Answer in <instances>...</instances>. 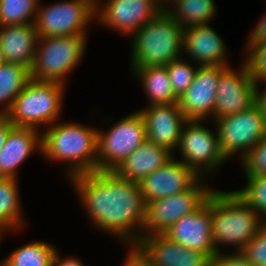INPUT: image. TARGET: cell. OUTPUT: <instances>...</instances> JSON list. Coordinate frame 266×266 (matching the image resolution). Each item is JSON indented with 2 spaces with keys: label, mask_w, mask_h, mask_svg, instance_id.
<instances>
[{
  "label": "cell",
  "mask_w": 266,
  "mask_h": 266,
  "mask_svg": "<svg viewBox=\"0 0 266 266\" xmlns=\"http://www.w3.org/2000/svg\"><path fill=\"white\" fill-rule=\"evenodd\" d=\"M69 181L95 227L128 245L140 240L146 202L137 182L125 180L114 171L78 174Z\"/></svg>",
  "instance_id": "6da1fadb"
},
{
  "label": "cell",
  "mask_w": 266,
  "mask_h": 266,
  "mask_svg": "<svg viewBox=\"0 0 266 266\" xmlns=\"http://www.w3.org/2000/svg\"><path fill=\"white\" fill-rule=\"evenodd\" d=\"M98 129L80 123L54 124L41 134V154L47 160L67 163V177L97 171Z\"/></svg>",
  "instance_id": "7a4b0ae2"
},
{
  "label": "cell",
  "mask_w": 266,
  "mask_h": 266,
  "mask_svg": "<svg viewBox=\"0 0 266 266\" xmlns=\"http://www.w3.org/2000/svg\"><path fill=\"white\" fill-rule=\"evenodd\" d=\"M265 225L261 216L235 191L212 192V242L217 253L226 244L236 247L234 252H240Z\"/></svg>",
  "instance_id": "3957f363"
},
{
  "label": "cell",
  "mask_w": 266,
  "mask_h": 266,
  "mask_svg": "<svg viewBox=\"0 0 266 266\" xmlns=\"http://www.w3.org/2000/svg\"><path fill=\"white\" fill-rule=\"evenodd\" d=\"M184 27L165 9L131 37V70L145 66H166L181 58Z\"/></svg>",
  "instance_id": "277c9868"
},
{
  "label": "cell",
  "mask_w": 266,
  "mask_h": 266,
  "mask_svg": "<svg viewBox=\"0 0 266 266\" xmlns=\"http://www.w3.org/2000/svg\"><path fill=\"white\" fill-rule=\"evenodd\" d=\"M65 87L31 79L15 98L6 117L18 127L51 126L60 119Z\"/></svg>",
  "instance_id": "5b68a950"
},
{
  "label": "cell",
  "mask_w": 266,
  "mask_h": 266,
  "mask_svg": "<svg viewBox=\"0 0 266 266\" xmlns=\"http://www.w3.org/2000/svg\"><path fill=\"white\" fill-rule=\"evenodd\" d=\"M86 35L39 37L31 79L66 85V75L81 62L87 45Z\"/></svg>",
  "instance_id": "8992f818"
},
{
  "label": "cell",
  "mask_w": 266,
  "mask_h": 266,
  "mask_svg": "<svg viewBox=\"0 0 266 266\" xmlns=\"http://www.w3.org/2000/svg\"><path fill=\"white\" fill-rule=\"evenodd\" d=\"M146 140V124L139 111L122 118L106 131L99 129L97 171H114Z\"/></svg>",
  "instance_id": "52a82bcc"
},
{
  "label": "cell",
  "mask_w": 266,
  "mask_h": 266,
  "mask_svg": "<svg viewBox=\"0 0 266 266\" xmlns=\"http://www.w3.org/2000/svg\"><path fill=\"white\" fill-rule=\"evenodd\" d=\"M222 154L228 160L236 153L243 159L266 136V121L256 103L249 110L227 115L213 121Z\"/></svg>",
  "instance_id": "ba28073f"
},
{
  "label": "cell",
  "mask_w": 266,
  "mask_h": 266,
  "mask_svg": "<svg viewBox=\"0 0 266 266\" xmlns=\"http://www.w3.org/2000/svg\"><path fill=\"white\" fill-rule=\"evenodd\" d=\"M199 178L188 190L146 203L143 235L163 234L184 215L198 210L214 191Z\"/></svg>",
  "instance_id": "9c48e42d"
},
{
  "label": "cell",
  "mask_w": 266,
  "mask_h": 266,
  "mask_svg": "<svg viewBox=\"0 0 266 266\" xmlns=\"http://www.w3.org/2000/svg\"><path fill=\"white\" fill-rule=\"evenodd\" d=\"M96 5L91 0H63L39 3L35 27L39 37L87 35V28L95 20Z\"/></svg>",
  "instance_id": "30bf717a"
},
{
  "label": "cell",
  "mask_w": 266,
  "mask_h": 266,
  "mask_svg": "<svg viewBox=\"0 0 266 266\" xmlns=\"http://www.w3.org/2000/svg\"><path fill=\"white\" fill-rule=\"evenodd\" d=\"M202 123L188 120L184 124L177 149L183 157L181 161L199 177L207 179L227 159L221 152L217 131L213 134Z\"/></svg>",
  "instance_id": "8fae6325"
},
{
  "label": "cell",
  "mask_w": 266,
  "mask_h": 266,
  "mask_svg": "<svg viewBox=\"0 0 266 266\" xmlns=\"http://www.w3.org/2000/svg\"><path fill=\"white\" fill-rule=\"evenodd\" d=\"M239 70L228 67L219 77L213 121L221 117L249 110L257 103V84L245 63Z\"/></svg>",
  "instance_id": "7c38bea8"
},
{
  "label": "cell",
  "mask_w": 266,
  "mask_h": 266,
  "mask_svg": "<svg viewBox=\"0 0 266 266\" xmlns=\"http://www.w3.org/2000/svg\"><path fill=\"white\" fill-rule=\"evenodd\" d=\"M161 10L157 0H107L96 4L95 18L105 27L132 36Z\"/></svg>",
  "instance_id": "4fadbf2b"
},
{
  "label": "cell",
  "mask_w": 266,
  "mask_h": 266,
  "mask_svg": "<svg viewBox=\"0 0 266 266\" xmlns=\"http://www.w3.org/2000/svg\"><path fill=\"white\" fill-rule=\"evenodd\" d=\"M229 66H199L193 82L178 99L187 120L207 121L214 116L216 88L220 75Z\"/></svg>",
  "instance_id": "5bb4252c"
},
{
  "label": "cell",
  "mask_w": 266,
  "mask_h": 266,
  "mask_svg": "<svg viewBox=\"0 0 266 266\" xmlns=\"http://www.w3.org/2000/svg\"><path fill=\"white\" fill-rule=\"evenodd\" d=\"M163 234L181 246L206 254L210 259L216 255L212 242V194L198 210L184 215Z\"/></svg>",
  "instance_id": "9a60e30c"
},
{
  "label": "cell",
  "mask_w": 266,
  "mask_h": 266,
  "mask_svg": "<svg viewBox=\"0 0 266 266\" xmlns=\"http://www.w3.org/2000/svg\"><path fill=\"white\" fill-rule=\"evenodd\" d=\"M200 177L175 156L138 184L146 203L188 190Z\"/></svg>",
  "instance_id": "2e32d148"
},
{
  "label": "cell",
  "mask_w": 266,
  "mask_h": 266,
  "mask_svg": "<svg viewBox=\"0 0 266 266\" xmlns=\"http://www.w3.org/2000/svg\"><path fill=\"white\" fill-rule=\"evenodd\" d=\"M143 115L147 140L169 151L177 150L184 124L188 121L178 103L148 105Z\"/></svg>",
  "instance_id": "e0dca14e"
},
{
  "label": "cell",
  "mask_w": 266,
  "mask_h": 266,
  "mask_svg": "<svg viewBox=\"0 0 266 266\" xmlns=\"http://www.w3.org/2000/svg\"><path fill=\"white\" fill-rule=\"evenodd\" d=\"M183 50L197 62V66L227 64V48L210 24L193 25L184 28Z\"/></svg>",
  "instance_id": "ac0fdd59"
},
{
  "label": "cell",
  "mask_w": 266,
  "mask_h": 266,
  "mask_svg": "<svg viewBox=\"0 0 266 266\" xmlns=\"http://www.w3.org/2000/svg\"><path fill=\"white\" fill-rule=\"evenodd\" d=\"M35 128L13 126L0 151V177L18 179L19 166L35 150L41 153V133Z\"/></svg>",
  "instance_id": "d6986e66"
},
{
  "label": "cell",
  "mask_w": 266,
  "mask_h": 266,
  "mask_svg": "<svg viewBox=\"0 0 266 266\" xmlns=\"http://www.w3.org/2000/svg\"><path fill=\"white\" fill-rule=\"evenodd\" d=\"M39 34L34 23L0 26V50L7 63H17L31 70Z\"/></svg>",
  "instance_id": "ffe728a7"
},
{
  "label": "cell",
  "mask_w": 266,
  "mask_h": 266,
  "mask_svg": "<svg viewBox=\"0 0 266 266\" xmlns=\"http://www.w3.org/2000/svg\"><path fill=\"white\" fill-rule=\"evenodd\" d=\"M173 154L168 149L146 140L114 172L125 180L139 183L150 173L170 161L173 158Z\"/></svg>",
  "instance_id": "44dd1931"
},
{
  "label": "cell",
  "mask_w": 266,
  "mask_h": 266,
  "mask_svg": "<svg viewBox=\"0 0 266 266\" xmlns=\"http://www.w3.org/2000/svg\"><path fill=\"white\" fill-rule=\"evenodd\" d=\"M141 81L150 102L149 105L178 103L174 94L166 66H145L132 69Z\"/></svg>",
  "instance_id": "7402d4cb"
},
{
  "label": "cell",
  "mask_w": 266,
  "mask_h": 266,
  "mask_svg": "<svg viewBox=\"0 0 266 266\" xmlns=\"http://www.w3.org/2000/svg\"><path fill=\"white\" fill-rule=\"evenodd\" d=\"M17 180L0 177V241L7 230L18 231L24 225Z\"/></svg>",
  "instance_id": "603a6c76"
},
{
  "label": "cell",
  "mask_w": 266,
  "mask_h": 266,
  "mask_svg": "<svg viewBox=\"0 0 266 266\" xmlns=\"http://www.w3.org/2000/svg\"><path fill=\"white\" fill-rule=\"evenodd\" d=\"M31 80V71L24 65L5 62L0 66V115L6 116L15 98Z\"/></svg>",
  "instance_id": "cb8c5ba5"
},
{
  "label": "cell",
  "mask_w": 266,
  "mask_h": 266,
  "mask_svg": "<svg viewBox=\"0 0 266 266\" xmlns=\"http://www.w3.org/2000/svg\"><path fill=\"white\" fill-rule=\"evenodd\" d=\"M214 0H175L165 9L184 28L209 24L216 13Z\"/></svg>",
  "instance_id": "d4e9b609"
},
{
  "label": "cell",
  "mask_w": 266,
  "mask_h": 266,
  "mask_svg": "<svg viewBox=\"0 0 266 266\" xmlns=\"http://www.w3.org/2000/svg\"><path fill=\"white\" fill-rule=\"evenodd\" d=\"M135 245L153 266H178L180 244L164 234L143 235Z\"/></svg>",
  "instance_id": "484cf974"
},
{
  "label": "cell",
  "mask_w": 266,
  "mask_h": 266,
  "mask_svg": "<svg viewBox=\"0 0 266 266\" xmlns=\"http://www.w3.org/2000/svg\"><path fill=\"white\" fill-rule=\"evenodd\" d=\"M56 250L47 241H35L17 247L4 260L9 266H51Z\"/></svg>",
  "instance_id": "4316f807"
},
{
  "label": "cell",
  "mask_w": 266,
  "mask_h": 266,
  "mask_svg": "<svg viewBox=\"0 0 266 266\" xmlns=\"http://www.w3.org/2000/svg\"><path fill=\"white\" fill-rule=\"evenodd\" d=\"M39 0H0V26L34 23Z\"/></svg>",
  "instance_id": "83f0119b"
},
{
  "label": "cell",
  "mask_w": 266,
  "mask_h": 266,
  "mask_svg": "<svg viewBox=\"0 0 266 266\" xmlns=\"http://www.w3.org/2000/svg\"><path fill=\"white\" fill-rule=\"evenodd\" d=\"M245 188L235 190L266 222V176H246Z\"/></svg>",
  "instance_id": "f1b7e54d"
},
{
  "label": "cell",
  "mask_w": 266,
  "mask_h": 266,
  "mask_svg": "<svg viewBox=\"0 0 266 266\" xmlns=\"http://www.w3.org/2000/svg\"><path fill=\"white\" fill-rule=\"evenodd\" d=\"M174 94L180 98L193 82L198 67L192 66L181 57L166 65Z\"/></svg>",
  "instance_id": "f546056e"
},
{
  "label": "cell",
  "mask_w": 266,
  "mask_h": 266,
  "mask_svg": "<svg viewBox=\"0 0 266 266\" xmlns=\"http://www.w3.org/2000/svg\"><path fill=\"white\" fill-rule=\"evenodd\" d=\"M240 162L245 176H266V136Z\"/></svg>",
  "instance_id": "4dcf8cb0"
},
{
  "label": "cell",
  "mask_w": 266,
  "mask_h": 266,
  "mask_svg": "<svg viewBox=\"0 0 266 266\" xmlns=\"http://www.w3.org/2000/svg\"><path fill=\"white\" fill-rule=\"evenodd\" d=\"M245 53L244 63L256 84L266 81V42L251 46Z\"/></svg>",
  "instance_id": "1f68e13d"
},
{
  "label": "cell",
  "mask_w": 266,
  "mask_h": 266,
  "mask_svg": "<svg viewBox=\"0 0 266 266\" xmlns=\"http://www.w3.org/2000/svg\"><path fill=\"white\" fill-rule=\"evenodd\" d=\"M240 253L252 266H266V225L247 242Z\"/></svg>",
  "instance_id": "d6a6232c"
},
{
  "label": "cell",
  "mask_w": 266,
  "mask_h": 266,
  "mask_svg": "<svg viewBox=\"0 0 266 266\" xmlns=\"http://www.w3.org/2000/svg\"><path fill=\"white\" fill-rule=\"evenodd\" d=\"M209 261L206 254L180 245L178 266H209Z\"/></svg>",
  "instance_id": "836d02e7"
},
{
  "label": "cell",
  "mask_w": 266,
  "mask_h": 266,
  "mask_svg": "<svg viewBox=\"0 0 266 266\" xmlns=\"http://www.w3.org/2000/svg\"><path fill=\"white\" fill-rule=\"evenodd\" d=\"M209 266H252L249 261L240 253L219 252L214 255L210 261Z\"/></svg>",
  "instance_id": "e575fe53"
},
{
  "label": "cell",
  "mask_w": 266,
  "mask_h": 266,
  "mask_svg": "<svg viewBox=\"0 0 266 266\" xmlns=\"http://www.w3.org/2000/svg\"><path fill=\"white\" fill-rule=\"evenodd\" d=\"M264 42H266V14L261 17L259 22H257V25L250 33L244 52H246L251 46Z\"/></svg>",
  "instance_id": "d590c367"
},
{
  "label": "cell",
  "mask_w": 266,
  "mask_h": 266,
  "mask_svg": "<svg viewBox=\"0 0 266 266\" xmlns=\"http://www.w3.org/2000/svg\"><path fill=\"white\" fill-rule=\"evenodd\" d=\"M129 252L125 258L123 266H153L152 262L136 246L129 245Z\"/></svg>",
  "instance_id": "8d00e7d4"
},
{
  "label": "cell",
  "mask_w": 266,
  "mask_h": 266,
  "mask_svg": "<svg viewBox=\"0 0 266 266\" xmlns=\"http://www.w3.org/2000/svg\"><path fill=\"white\" fill-rule=\"evenodd\" d=\"M59 252L56 250L51 266H85L82 261L76 257L61 258Z\"/></svg>",
  "instance_id": "74e56055"
},
{
  "label": "cell",
  "mask_w": 266,
  "mask_h": 266,
  "mask_svg": "<svg viewBox=\"0 0 266 266\" xmlns=\"http://www.w3.org/2000/svg\"><path fill=\"white\" fill-rule=\"evenodd\" d=\"M13 126L6 116L0 115V151L3 148L7 134Z\"/></svg>",
  "instance_id": "f35d334b"
},
{
  "label": "cell",
  "mask_w": 266,
  "mask_h": 266,
  "mask_svg": "<svg viewBox=\"0 0 266 266\" xmlns=\"http://www.w3.org/2000/svg\"><path fill=\"white\" fill-rule=\"evenodd\" d=\"M265 82V83H264ZM261 83H263V86L265 84V88L262 89L263 91H259V85ZM256 98H257V104L262 108L263 112H264V117H265V121H266V81H261L258 82L257 84V92H256Z\"/></svg>",
  "instance_id": "ab89813d"
},
{
  "label": "cell",
  "mask_w": 266,
  "mask_h": 266,
  "mask_svg": "<svg viewBox=\"0 0 266 266\" xmlns=\"http://www.w3.org/2000/svg\"><path fill=\"white\" fill-rule=\"evenodd\" d=\"M175 0H157L159 6L162 9H166L168 7V4H172Z\"/></svg>",
  "instance_id": "60d3db41"
},
{
  "label": "cell",
  "mask_w": 266,
  "mask_h": 266,
  "mask_svg": "<svg viewBox=\"0 0 266 266\" xmlns=\"http://www.w3.org/2000/svg\"><path fill=\"white\" fill-rule=\"evenodd\" d=\"M5 63L4 56L0 50V66Z\"/></svg>",
  "instance_id": "b9f144b4"
},
{
  "label": "cell",
  "mask_w": 266,
  "mask_h": 266,
  "mask_svg": "<svg viewBox=\"0 0 266 266\" xmlns=\"http://www.w3.org/2000/svg\"><path fill=\"white\" fill-rule=\"evenodd\" d=\"M0 266H9V264L5 260H3L0 262Z\"/></svg>",
  "instance_id": "7bdbcfd3"
},
{
  "label": "cell",
  "mask_w": 266,
  "mask_h": 266,
  "mask_svg": "<svg viewBox=\"0 0 266 266\" xmlns=\"http://www.w3.org/2000/svg\"><path fill=\"white\" fill-rule=\"evenodd\" d=\"M95 5L100 2L101 0H91Z\"/></svg>",
  "instance_id": "ee69618b"
}]
</instances>
